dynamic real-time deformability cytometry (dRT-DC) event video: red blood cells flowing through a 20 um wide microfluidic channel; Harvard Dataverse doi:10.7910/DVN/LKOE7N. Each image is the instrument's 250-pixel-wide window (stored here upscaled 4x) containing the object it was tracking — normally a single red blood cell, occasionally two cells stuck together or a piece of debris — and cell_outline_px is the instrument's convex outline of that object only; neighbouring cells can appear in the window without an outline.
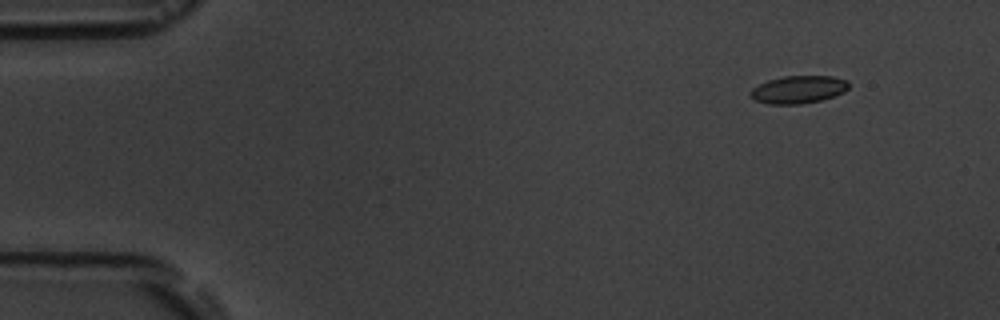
{"species": "common noctule bat (a hibernating species)", "species_latin": "Nyctalus noctula", "temperature_condition": "room temperature", "stored_images_in_passage": 6, "camera_frame_rate_fps": 3000, "um_per_image_px": 0.085, "animal": {"sex": "male", "body_mass_g": 19.5, "forearm_length_mm": 54.6}, "frame": {"image": 1, "passage_image": 2, "time_ms": 1.0, "image_size_px": [1000, 320], "cell_outline_px": [[848, 88], [844, 92], [820, 100], [800, 104], [768, 104], [756, 100], [748, 96], [748, 92], [752, 88], [768, 80], [784, 76], [832, 76], [848, 80]], "centroid_in_image_um": [67.83, 7.61], "position_along_channel_um": 17.2, "area_um2": 15.84}}
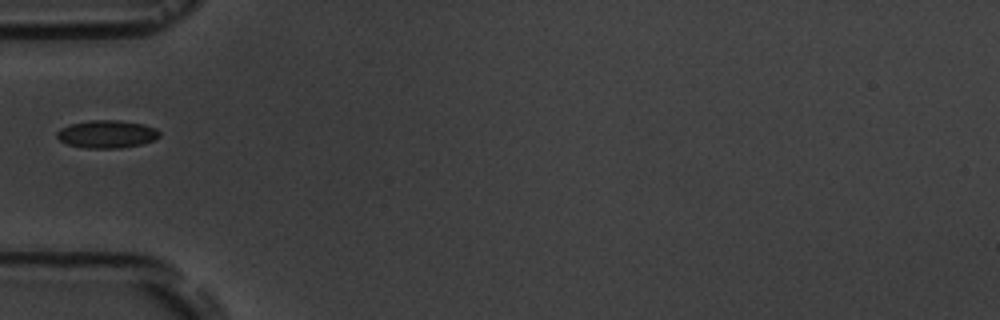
{"frame": {"image": 2, "passage_image": 5, "time_ms": 5.333, "image_size_px": [1000, 320], "cell_outline_px": [[160, 136], [152, 140], [140, 144], [120, 148], [88, 148], [68, 144], [60, 140], [56, 136], [56, 132], [60, 128], [68, 124], [92, 120], [120, 120], [144, 124], [156, 128], [160, 132]], "centroid_in_image_um": [9.07, 11.38], "position_along_channel_um": 75.9, "area_um2": 16.59}}
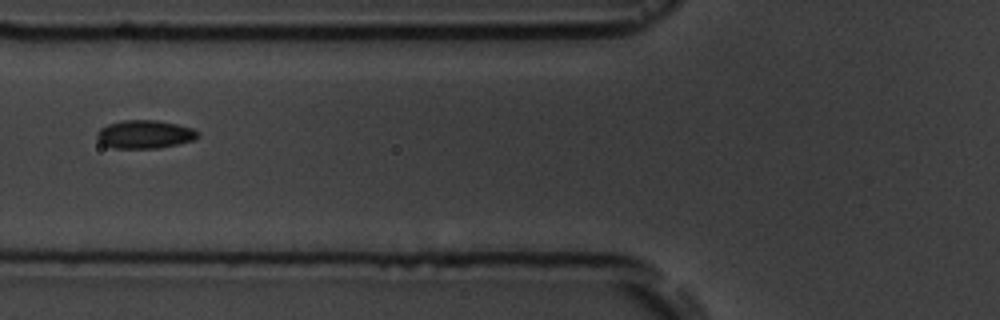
{"frame": {"image": 3, "passage_image": 6, "time_ms": 6.333, "image_size_px": [1000, 320], "cell_outline_px": [[200, 136], [196, 140], [156, 148], [112, 148], [104, 144], [96, 136], [96, 132], [100, 128], [108, 124], [124, 120], [156, 120], [176, 124], [192, 128], [200, 132]], "centroid_in_image_um": [12.33, 11.41], "position_along_channel_um": 113.5, "area_um2": 16.59}}